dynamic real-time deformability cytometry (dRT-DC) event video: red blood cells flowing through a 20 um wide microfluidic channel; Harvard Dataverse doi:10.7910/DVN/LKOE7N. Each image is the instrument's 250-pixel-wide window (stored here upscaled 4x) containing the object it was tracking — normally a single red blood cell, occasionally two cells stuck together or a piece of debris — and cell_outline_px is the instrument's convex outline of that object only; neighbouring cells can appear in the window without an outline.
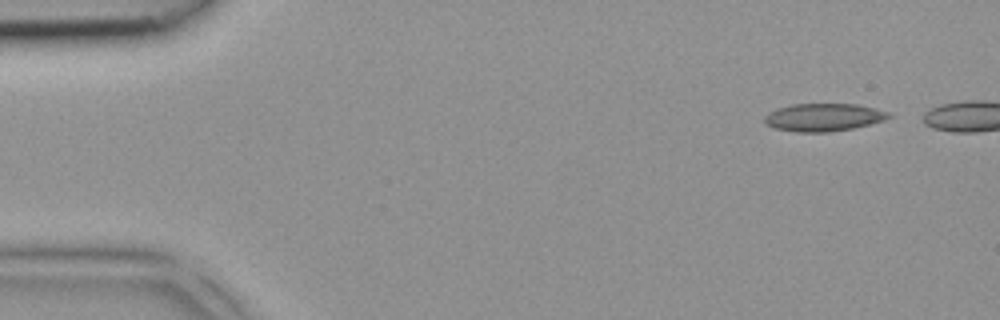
{"species": "common noctule bat (a hibernating species)", "species_latin": "Nyctalus noctula", "temperature_condition": "room temperature", "stored_images_in_passage": 4, "camera_frame_rate_fps": 3000, "um_per_image_px": 0.085, "animal": {"sex": "female", "body_mass_g": 18.4}, "frame": {"image": 1, "passage_image": 1, "time_ms": 0.0, "image_size_px": [1000, 320], "cell_outline_px": [[892, 116], [884, 120], [852, 128], [828, 132], [796, 132], [776, 128], [764, 124], [764, 116], [768, 112], [776, 108], [792, 104], [856, 104], [876, 108], [888, 112]], "centroid_in_image_um": [69.96, 9.96], "position_along_channel_um": 15.0, "area_um2": 20.11}}